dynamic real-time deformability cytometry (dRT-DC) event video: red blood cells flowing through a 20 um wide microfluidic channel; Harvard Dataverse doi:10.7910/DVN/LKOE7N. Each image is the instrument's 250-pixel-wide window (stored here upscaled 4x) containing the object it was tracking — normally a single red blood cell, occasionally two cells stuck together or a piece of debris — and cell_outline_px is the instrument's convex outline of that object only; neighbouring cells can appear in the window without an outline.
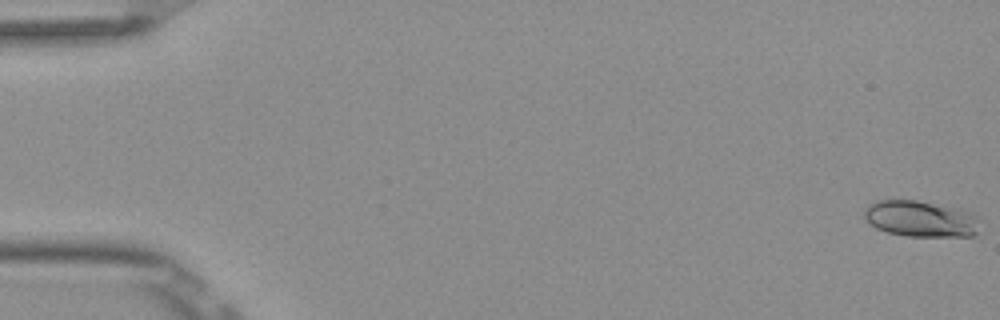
{"species": "Egyptian fruit bat (a non-hibernating species)", "species_latin": "Rousettus aegyptiacus", "temperature_condition": "room temperature", "stored_images_in_passage": 9, "camera_frame_rate_fps": 3000, "um_per_image_px": 0.085, "frame": {"image": 1, "passage_image": 1, "time_ms": 0.0, "image_size_px": [1000, 320], "cell_outline_px": [[976, 232], [972, 236], [908, 236], [888, 232], [876, 228], [864, 216], [864, 212], [868, 204], [880, 200], [916, 200], [960, 208], [976, 216]], "centroid_in_image_um": [78.22, 18.59], "position_along_channel_um": 6.8, "area_um2": 23.99}}
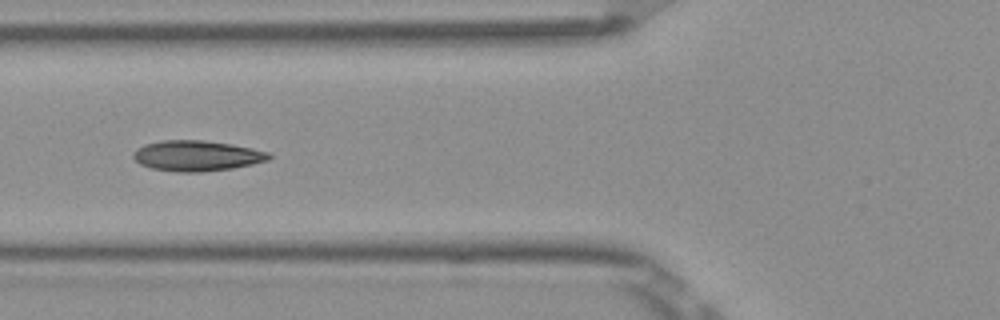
{"frame": {"image": 2, "passage_image": 6, "time_ms": 1.667, "image_size_px": [1000, 320], "cell_outline_px": [[272, 156], [268, 160], [252, 164], [232, 168], [200, 172], [180, 172], [152, 168], [140, 164], [132, 156], [136, 148], [144, 144], [160, 140], [204, 140], [232, 144], [252, 148], [268, 152]], "centroid_in_image_um": [16.71, 13.23], "position_along_channel_um": 109.1, "area_um2": 24.1}}
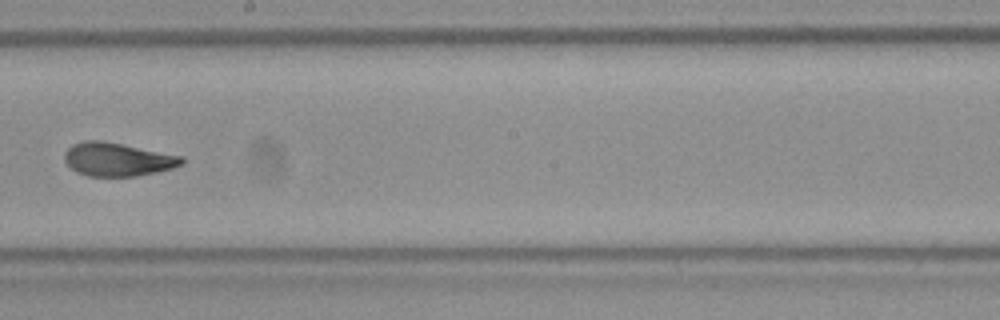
{"frame": {"image": 3, "passage_image": 9, "time_ms": 2.667, "image_size_px": [1000, 320], "cell_outline_px": [[184, 164], [172, 168], [156, 172], [136, 176], [88, 176], [76, 172], [64, 160], [64, 152], [72, 144], [84, 140], [100, 140], [184, 156]], "centroid_in_image_um": [9.99, 13.54], "position_along_channel_um": 238.2, "area_um2": 22.83}}